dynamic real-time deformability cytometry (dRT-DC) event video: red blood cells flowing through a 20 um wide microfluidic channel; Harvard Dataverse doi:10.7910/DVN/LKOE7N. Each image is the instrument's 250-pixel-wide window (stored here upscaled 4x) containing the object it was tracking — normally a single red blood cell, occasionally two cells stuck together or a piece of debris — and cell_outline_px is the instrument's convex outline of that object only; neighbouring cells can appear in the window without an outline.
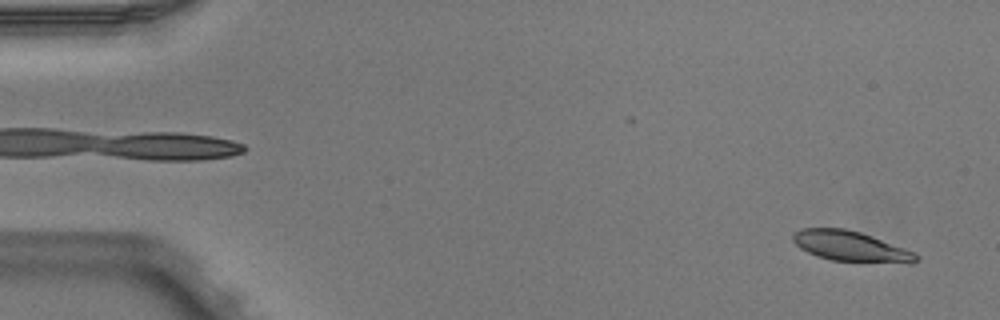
{"species": "Egyptian fruit bat (a non-hibernating species)", "species_latin": "Rousettus aegyptiacus", "temperature_condition": "warm", "stored_images_in_passage": 5, "segment_of_instrument_passage": [2, 2], "camera_frame_rate_fps": 3000, "um_per_image_px": 0.085, "animal": {"sex": "male"}, "frame": {"image": 1, "passage_image": 5, "time_ms": 1.333, "image_size_px": [1000, 320], "cell_outline_px": [[920, 260], [912, 264], [832, 260], [816, 256], [800, 248], [792, 240], [792, 232], [800, 228], [844, 228], [860, 232], [872, 236], [916, 252], [920, 256]], "centroid_in_image_um": [72.35, 20.94], "position_along_channel_um": 12.7, "area_um2": 22.08}}